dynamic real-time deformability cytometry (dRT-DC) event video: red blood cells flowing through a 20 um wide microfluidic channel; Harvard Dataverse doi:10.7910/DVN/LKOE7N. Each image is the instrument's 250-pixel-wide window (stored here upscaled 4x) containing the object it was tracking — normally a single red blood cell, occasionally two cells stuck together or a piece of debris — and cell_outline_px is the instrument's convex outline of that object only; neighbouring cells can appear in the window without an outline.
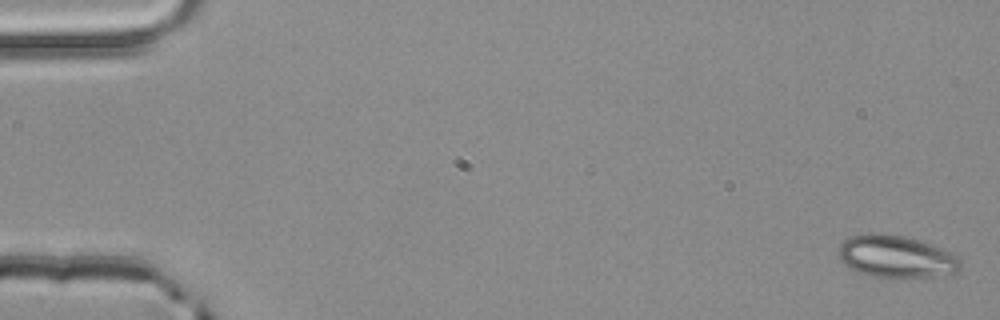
{"species": "common noctule bat (a hibernating species)", "species_latin": "Nyctalus noctula", "temperature_condition": "room temperature", "stored_images_in_passage": 4, "camera_frame_rate_fps": 3000, "um_per_image_px": 0.085, "animal": {"sex": "male", "body_mass_g": 20.4}, "frame": {"image": 1, "passage_image": 1, "time_ms": 0.0, "image_size_px": [1000, 320], "cell_outline_px": [[960, 268], [956, 272], [932, 276], [900, 280], [888, 280], [868, 276], [856, 272], [844, 264], [840, 260], [836, 252], [836, 248], [848, 236], [868, 232], [880, 232], [904, 236], [952, 252], [960, 260]], "centroid_in_image_um": [76.07, 21.84], "position_along_channel_um": 8.9, "area_um2": 31.1}}